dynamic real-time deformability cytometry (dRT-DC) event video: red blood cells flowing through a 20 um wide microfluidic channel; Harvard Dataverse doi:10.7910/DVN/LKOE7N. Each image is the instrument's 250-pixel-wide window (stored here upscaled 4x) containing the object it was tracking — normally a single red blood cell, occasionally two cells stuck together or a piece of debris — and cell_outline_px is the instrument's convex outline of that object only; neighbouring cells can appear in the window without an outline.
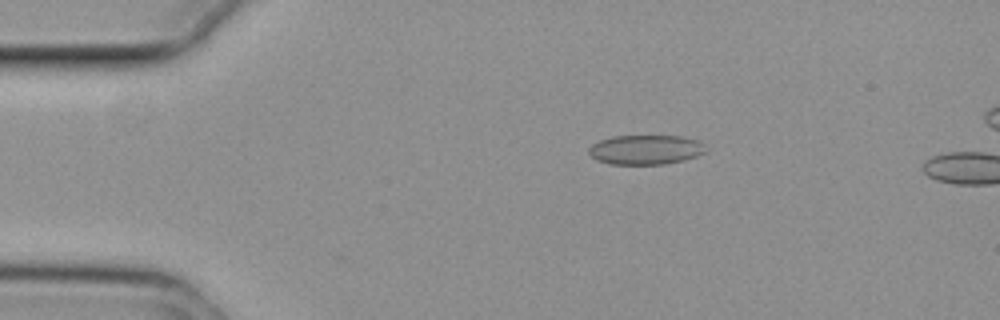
{"species": "common noctule bat (a hibernating species)", "species_latin": "Nyctalus noctula", "temperature_condition": "cold", "stored_images_in_passage": 13, "camera_frame_rate_fps": 3000, "um_per_image_px": 0.085, "animal": {"sex": "female", "body_mass_g": 29.2, "forearm_length_mm": 56.3}, "frame": {"image": 1, "passage_image": 10, "time_ms": 3.0, "image_size_px": [1000, 320], "cell_outline_px": [[704, 152], [696, 156], [684, 160], [664, 164], [608, 164], [596, 160], [588, 152], [588, 148], [592, 144], [600, 140], [612, 136], [684, 136], [700, 140], [704, 144]], "centroid_in_image_um": [54.87, 12.72], "position_along_channel_um": 30.1, "area_um2": 20.23}}